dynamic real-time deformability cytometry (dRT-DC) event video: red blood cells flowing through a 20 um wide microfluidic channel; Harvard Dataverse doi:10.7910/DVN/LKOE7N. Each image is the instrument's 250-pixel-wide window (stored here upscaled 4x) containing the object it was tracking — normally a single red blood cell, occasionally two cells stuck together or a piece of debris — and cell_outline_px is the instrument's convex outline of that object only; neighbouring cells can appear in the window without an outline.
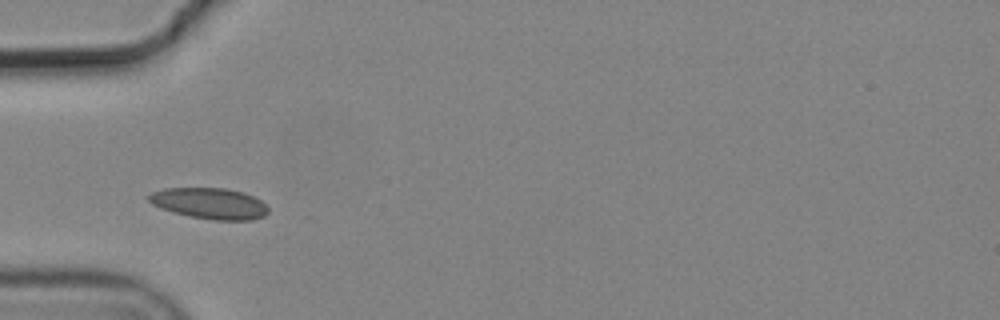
{"species": "common noctule bat (a hibernating species)", "species_latin": "Nyctalus noctula", "temperature_condition": "cold", "stored_images_in_passage": 5, "camera_frame_rate_fps": 3000, "um_per_image_px": 0.085, "animal": {"sex": "male", "body_mass_g": 19.2, "forearm_length_mm": 51.8}, "frame": {"image": 1, "passage_image": 1, "time_ms": 0.0, "image_size_px": [1000, 320], "cell_outline_px": [[268, 212], [264, 216], [252, 220], [212, 220], [172, 212], [160, 208], [152, 204], [148, 200], [148, 196], [152, 192], [164, 188], [228, 188], [244, 192], [260, 200], [268, 208]], "centroid_in_image_um": [17.81, 17.28], "position_along_channel_um": 67.2, "area_um2": 21.62}}
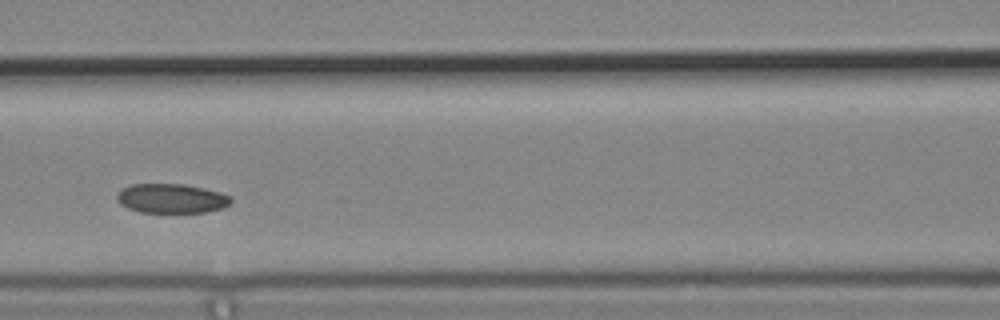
{"frame": {"image": 2, "passage_image": 3, "time_ms": 0.667, "image_size_px": [1000, 320], "cell_outline_px": [[232, 200], [224, 208], [208, 212], [140, 212], [128, 208], [120, 204], [116, 196], [124, 188], [132, 184], [184, 184], [204, 188], [220, 192], [232, 196]], "centroid_in_image_um": [14.62, 16.87], "position_along_channel_um": 152.0, "area_um2": 19.48}}
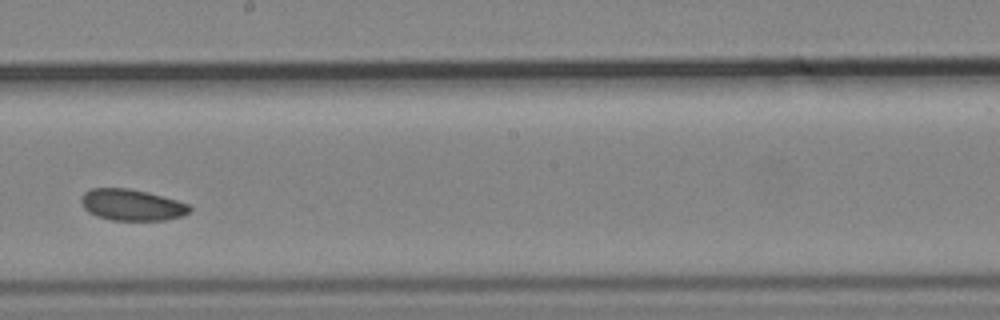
{"frame": {"image": 3, "passage_image": 5, "time_ms": 1.333, "image_size_px": [1000, 320], "cell_outline_px": [[192, 212], [180, 216], [164, 220], [112, 220], [96, 216], [88, 212], [84, 208], [80, 200], [80, 196], [84, 192], [92, 188], [128, 188], [148, 192], [176, 200], [188, 204], [192, 208]], "centroid_in_image_um": [11.18, 17.41], "position_along_channel_um": 237.0, "area_um2": 19.88}}